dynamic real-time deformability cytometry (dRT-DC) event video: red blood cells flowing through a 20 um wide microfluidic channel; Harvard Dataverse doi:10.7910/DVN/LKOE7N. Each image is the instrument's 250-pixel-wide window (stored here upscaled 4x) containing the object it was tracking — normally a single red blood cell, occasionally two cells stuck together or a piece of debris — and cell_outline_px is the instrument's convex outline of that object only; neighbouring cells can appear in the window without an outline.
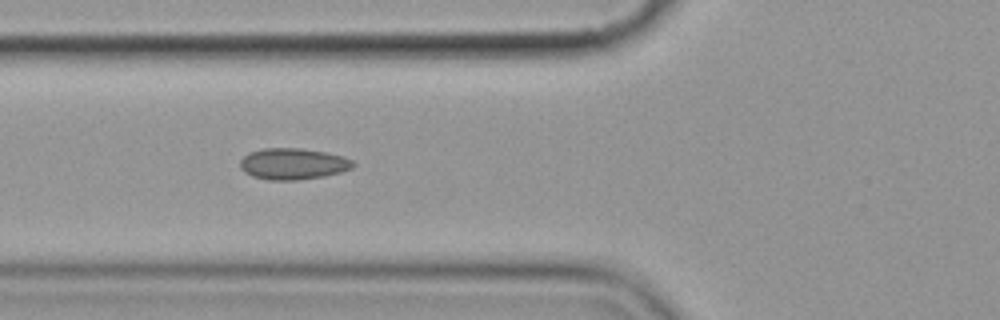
{"species": "common noctule bat (a hibernating species)", "species_latin": "Nyctalus noctula", "temperature_condition": "cold", "stored_images_in_passage": 8, "camera_frame_rate_fps": 3000, "um_per_image_px": 0.085, "animal": {"sex": "female", "body_mass_g": 19.9}, "frame": {"image": 1, "passage_image": 7, "time_ms": 7.0, "image_size_px": [1000, 320], "cell_outline_px": [[356, 164], [352, 168], [340, 172], [324, 176], [296, 180], [268, 180], [252, 176], [244, 172], [240, 168], [240, 160], [248, 152], [264, 148], [300, 148], [328, 152], [344, 156], [352, 160]], "centroid_in_image_um": [24.91, 13.92], "position_along_channel_um": 100.9, "area_um2": 20.81}}
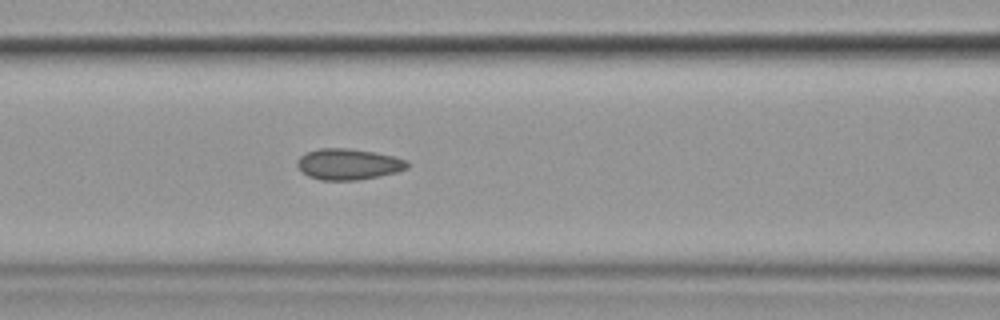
{"frame": {"image": 2, "passage_image": 8, "time_ms": 8.0, "image_size_px": [1000, 320], "cell_outline_px": [[408, 168], [396, 172], [380, 176], [360, 180], [320, 180], [308, 176], [300, 172], [296, 164], [296, 160], [300, 156], [308, 152], [320, 148], [348, 148], [372, 152], [392, 156], [408, 160]], "centroid_in_image_um": [29.58, 13.97], "position_along_channel_um": 137.0, "area_um2": 20.0}}